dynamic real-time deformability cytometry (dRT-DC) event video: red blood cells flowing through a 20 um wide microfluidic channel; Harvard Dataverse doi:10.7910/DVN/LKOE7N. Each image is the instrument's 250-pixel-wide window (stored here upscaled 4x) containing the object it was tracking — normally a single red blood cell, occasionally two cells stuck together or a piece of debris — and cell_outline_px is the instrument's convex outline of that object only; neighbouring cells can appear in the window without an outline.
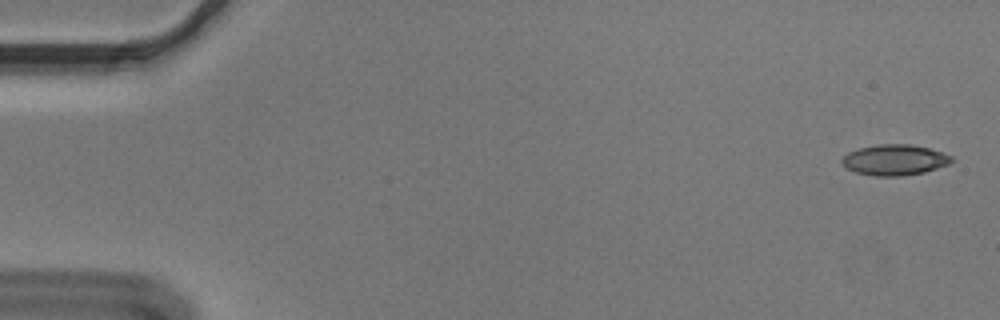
{"species": "Egyptian fruit bat (a non-hibernating species)", "species_latin": "Rousettus aegyptiacus", "temperature_condition": "cold", "stored_images_in_passage": 55, "camera_frame_rate_fps": 3000, "um_per_image_px": 0.085, "animal": {"sex": "male"}, "frame": {"image": 1, "passage_image": 2, "time_ms": 0.333, "image_size_px": [1000, 320], "cell_outline_px": [[952, 160], [948, 164], [924, 172], [900, 176], [876, 176], [856, 172], [848, 168], [840, 160], [848, 152], [860, 148], [880, 144], [908, 144], [928, 148], [952, 156]], "centroid_in_image_um": [76.03, 13.59], "position_along_channel_um": 9.0, "area_um2": 19.25}}
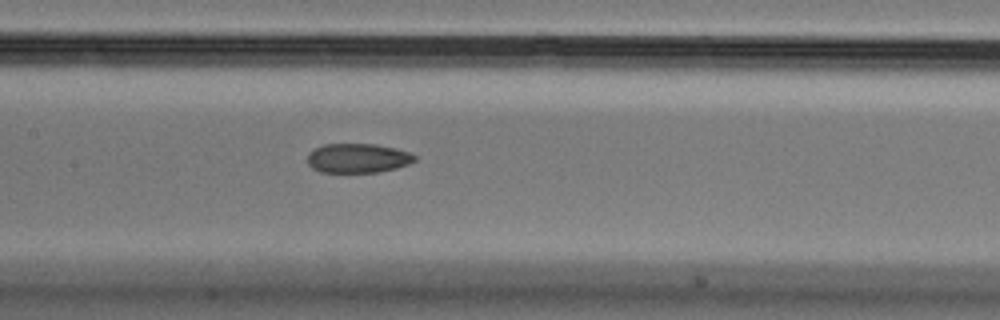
{"frame": {"image": 2, "passage_image": 27, "time_ms": 8.667, "image_size_px": [1000, 320], "cell_outline_px": [[416, 160], [408, 164], [396, 168], [376, 172], [320, 172], [312, 168], [308, 164], [308, 152], [324, 144], [376, 144], [396, 148], [408, 152], [416, 156]], "centroid_in_image_um": [30.4, 13.44], "position_along_channel_um": 177.0, "area_um2": 18.32}}
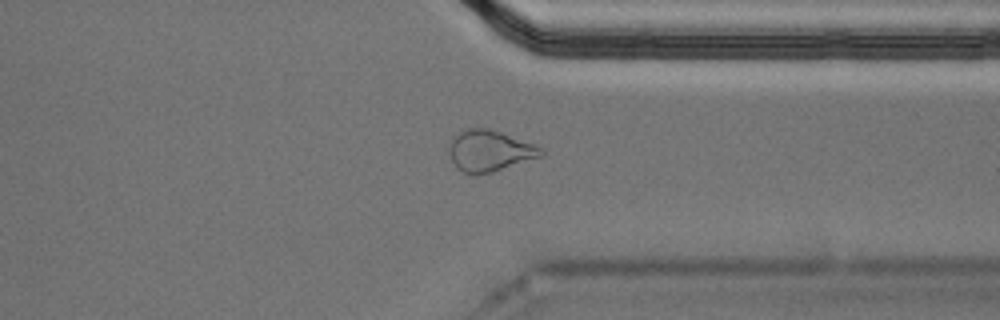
{"frame": {"image": 3, "passage_image": 43, "time_ms": 14.0, "image_size_px": [1000, 320], "cell_outline_px": [[544, 156], [492, 172], [472, 176], [456, 168], [448, 152], [448, 148], [452, 136], [468, 128], [488, 128], [500, 132], [544, 148]], "centroid_in_image_um": [41.6, 12.84], "position_along_channel_um": 369.8, "area_um2": 22.25}, "authors_computed_cell_mechanics": {"area_um2": 19.4208, "velocity_mm_per_s": 3.6256, "shape_relaxation_time_tau1_ms": 8.0307, "shape_relaxation_time_tau2_ms": 4.6256, "deformation_change_tau1": 0.1248, "deformation_change_tau2": 0.1038}}